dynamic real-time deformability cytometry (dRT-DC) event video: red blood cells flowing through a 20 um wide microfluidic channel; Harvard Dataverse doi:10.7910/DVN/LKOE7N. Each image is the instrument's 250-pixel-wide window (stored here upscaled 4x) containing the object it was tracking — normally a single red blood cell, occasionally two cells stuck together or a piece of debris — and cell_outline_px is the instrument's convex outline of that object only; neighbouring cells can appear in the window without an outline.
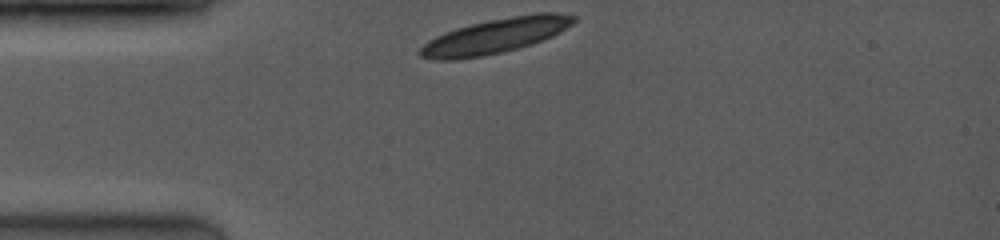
{"species": "common noctule bat (a hibernating species)", "species_latin": "Nyctalus noctula", "temperature_condition": "room temperature", "stored_images_in_passage": 1, "camera_frame_rate_fps": 3500, "um_per_image_px": 0.085, "animal": {"sex": "female", "body_mass_g": 19.0, "forearm_length_mm": 53.3}, "frame": {"image": 1, "passage_image": 1, "time_ms": 0.0, "image_size_px": [1000, 240], "cell_outline_px": [[576, 20], [572, 24], [560, 32], [552, 36], [504, 52], [456, 60], [436, 60], [420, 56], [416, 52], [428, 40], [444, 32], [456, 28], [488, 20], [536, 12], [556, 12], [576, 16]], "centroid_in_image_um": [42.07, 3.04], "position_along_channel_um": 42.9, "area_um2": 31.04}}